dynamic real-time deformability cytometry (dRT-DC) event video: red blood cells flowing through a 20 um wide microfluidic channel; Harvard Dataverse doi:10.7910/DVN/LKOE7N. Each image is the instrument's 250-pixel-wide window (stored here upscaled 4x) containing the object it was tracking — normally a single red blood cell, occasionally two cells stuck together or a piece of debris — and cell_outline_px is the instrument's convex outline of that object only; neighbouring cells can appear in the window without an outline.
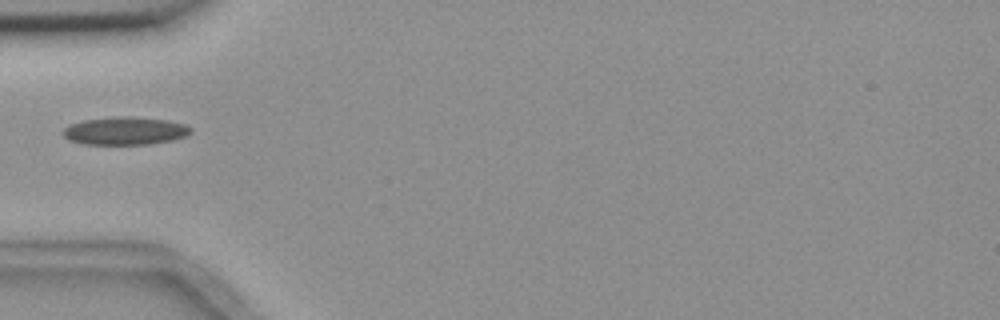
{"species": "common noctule bat (a hibernating species)", "species_latin": "Nyctalus noctula", "temperature_condition": "room temperature", "stored_images_in_passage": 4, "camera_frame_rate_fps": 3000, "um_per_image_px": 0.085, "animal": {"sex": "female", "body_mass_g": 18.4}, "frame": {"image": 1, "passage_image": 4, "time_ms": 4.333, "image_size_px": [1000, 320], "cell_outline_px": [[192, 132], [184, 136], [172, 140], [148, 144], [84, 144], [68, 140], [60, 132], [68, 124], [84, 120], [116, 116], [132, 116], [168, 120], [184, 124], [192, 128]], "centroid_in_image_um": [10.59, 11.11], "position_along_channel_um": 74.4, "area_um2": 20.92}}